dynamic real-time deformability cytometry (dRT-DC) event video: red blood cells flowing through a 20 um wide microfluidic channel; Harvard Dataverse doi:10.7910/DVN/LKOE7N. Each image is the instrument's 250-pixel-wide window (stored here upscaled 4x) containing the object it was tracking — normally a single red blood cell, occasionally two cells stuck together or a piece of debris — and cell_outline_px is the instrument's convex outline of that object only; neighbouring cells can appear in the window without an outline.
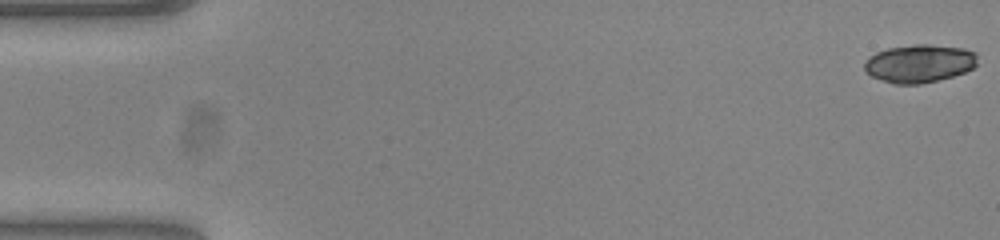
{"species": "common noctule bat (a hibernating species)", "species_latin": "Nyctalus noctula", "temperature_condition": "warm", "stored_images_in_passage": 9, "camera_frame_rate_fps": 3000, "um_per_image_px": 0.085, "animal": {"sex": "female", "body_mass_g": 23.0, "forearm_length_mm": 53.4}, "frame": {"image": 1, "passage_image": 1, "time_ms": 0.0, "image_size_px": [1000, 240], "cell_outline_px": [[976, 64], [972, 68], [964, 72], [952, 76], [920, 84], [892, 84], [872, 76], [864, 68], [864, 60], [876, 52], [888, 48], [916, 44], [928, 44], [964, 48], [976, 52]], "centroid_in_image_um": [78.13, 5.39], "position_along_channel_um": 6.9, "area_um2": 24.97}}